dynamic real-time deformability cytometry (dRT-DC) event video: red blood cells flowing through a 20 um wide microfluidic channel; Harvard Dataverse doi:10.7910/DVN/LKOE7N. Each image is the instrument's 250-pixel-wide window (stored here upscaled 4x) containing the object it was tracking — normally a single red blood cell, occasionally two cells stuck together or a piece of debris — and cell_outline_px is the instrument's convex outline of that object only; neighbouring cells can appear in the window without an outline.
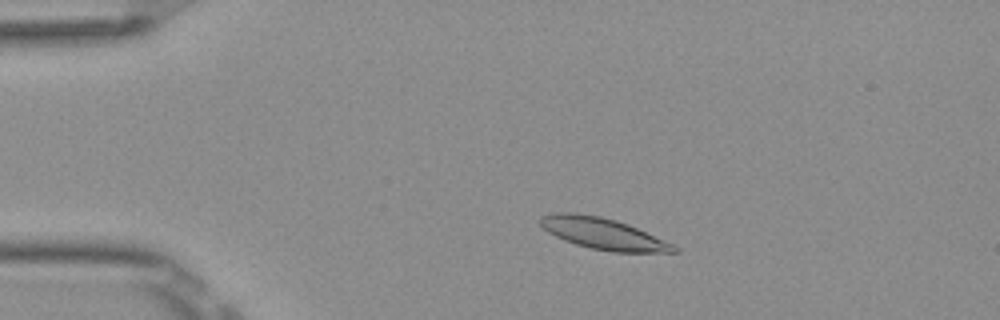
{"species": "Egyptian fruit bat (a non-hibernating species)", "species_latin": "Rousettus aegyptiacus", "temperature_condition": "room temperature", "stored_images_in_passage": 51, "camera_frame_rate_fps": 3000, "um_per_image_px": 0.085, "frame": {"image": 1, "passage_image": 9, "time_ms": 2.667, "image_size_px": [1000, 320], "cell_outline_px": [[680, 252], [612, 252], [592, 248], [576, 244], [564, 240], [548, 232], [540, 224], [540, 216], [552, 212], [572, 212], [600, 216], [616, 220], [628, 224], [664, 240], [680, 248]], "centroid_in_image_um": [51.25, 19.85], "position_along_channel_um": 33.7, "area_um2": 24.33}}
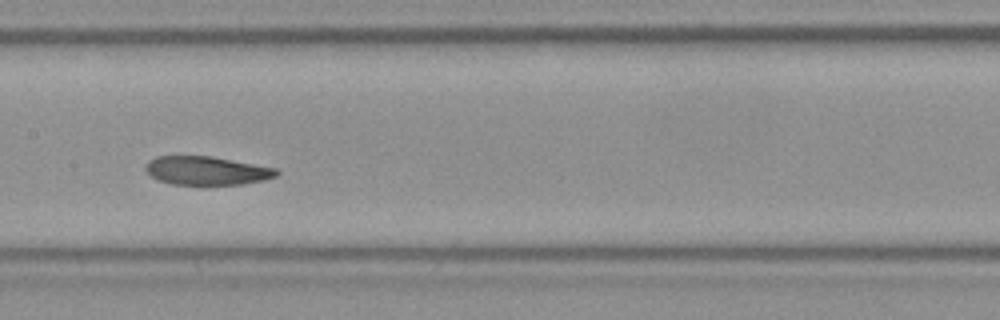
{"frame": {"image": 2, "passage_image": 25, "time_ms": 8.0, "image_size_px": [1000, 320], "cell_outline_px": [[280, 172], [276, 176], [264, 180], [244, 184], [200, 188], [172, 184], [156, 180], [144, 168], [148, 160], [156, 156], [212, 156], [276, 168]], "centroid_in_image_um": [17.55, 14.55], "position_along_channel_um": 189.8, "area_um2": 22.83}}
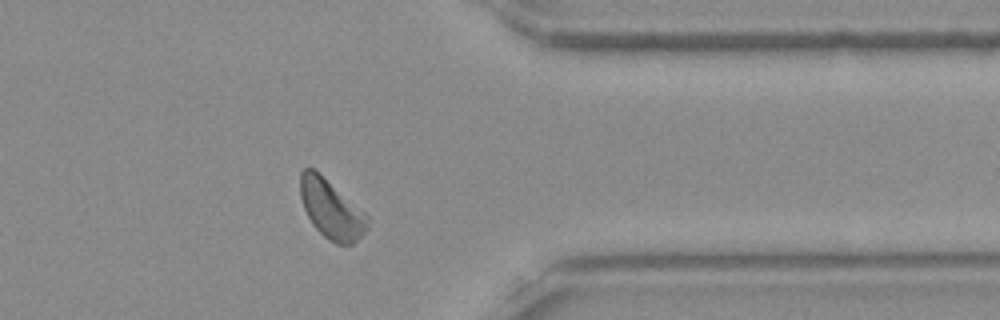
{"frame": {"image": 3, "passage_image": 41, "time_ms": 13.333, "image_size_px": [1000, 320], "cell_outline_px": [[368, 228], [352, 244], [336, 244], [328, 240], [312, 224], [304, 208], [300, 196], [300, 172], [304, 168], [312, 168], [364, 212], [368, 216]], "centroid_in_image_um": [28.13, 17.81], "position_along_channel_um": 383.3, "area_um2": 22.43}, "authors_computed_cell_mechanics": {"area_um2": 23.2356, "velocity_mm_per_s": 3.8334, "shape_relaxation_time_tau1_ms": 2.8977, "shape_relaxation_time_tau2_ms": 7.6949, "deformation_change_tau1": 0.1432, "deformation_change_tau2": 0.1358}}